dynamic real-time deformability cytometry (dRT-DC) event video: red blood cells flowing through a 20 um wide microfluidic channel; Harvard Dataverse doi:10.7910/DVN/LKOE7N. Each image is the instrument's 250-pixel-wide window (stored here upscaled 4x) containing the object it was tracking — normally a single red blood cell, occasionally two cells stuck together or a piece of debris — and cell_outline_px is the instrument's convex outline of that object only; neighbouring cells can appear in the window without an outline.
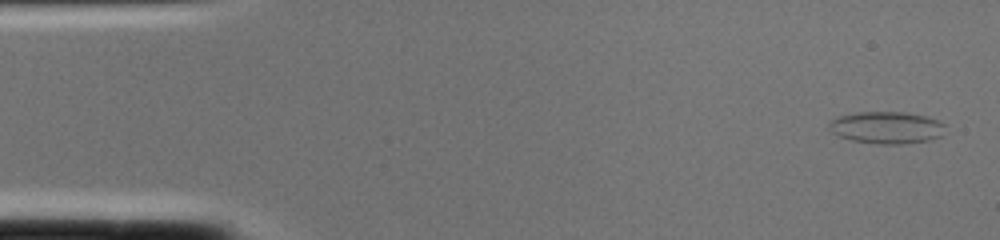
{"species": "common noctule bat (a hibernating species)", "species_latin": "Nyctalus noctula", "temperature_condition": "cold", "stored_images_in_passage": 2, "camera_frame_rate_fps": 3000, "um_per_image_px": 0.085, "animal": {"sex": "female", "body_mass_g": 22.0, "forearm_length_mm": 56.7}, "frame": {"image": 1, "passage_image": 1, "time_ms": 0.0, "image_size_px": [1000, 240], "cell_outline_px": [[944, 124], [940, 136], [928, 140], [904, 144], [876, 144], [852, 140], [840, 136], [832, 132], [828, 128], [828, 124], [836, 116], [860, 112], [904, 112], [924, 116], [940, 120]], "centroid_in_image_um": [75.33, 10.84], "position_along_channel_um": 9.7, "area_um2": 21.62}}
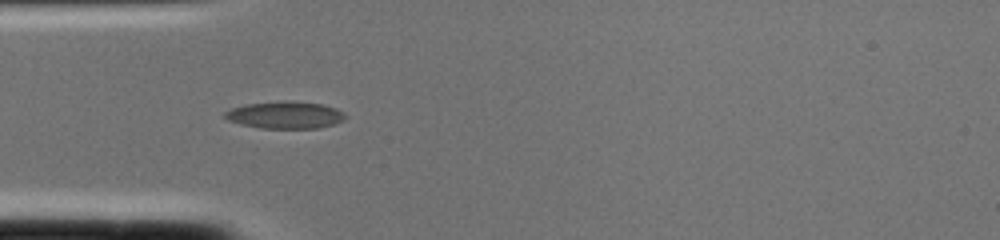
{"frame": {"image": 2, "passage_image": 2, "time_ms": 0.333, "image_size_px": [1000, 240], "cell_outline_px": [[348, 116], [344, 120], [332, 124], [316, 128], [260, 128], [240, 124], [228, 120], [224, 116], [224, 112], [232, 108], [248, 104], [288, 100], [324, 104], [336, 108], [344, 112]], "centroid_in_image_um": [24.27, 9.77], "position_along_channel_um": 60.7, "area_um2": 19.07}}